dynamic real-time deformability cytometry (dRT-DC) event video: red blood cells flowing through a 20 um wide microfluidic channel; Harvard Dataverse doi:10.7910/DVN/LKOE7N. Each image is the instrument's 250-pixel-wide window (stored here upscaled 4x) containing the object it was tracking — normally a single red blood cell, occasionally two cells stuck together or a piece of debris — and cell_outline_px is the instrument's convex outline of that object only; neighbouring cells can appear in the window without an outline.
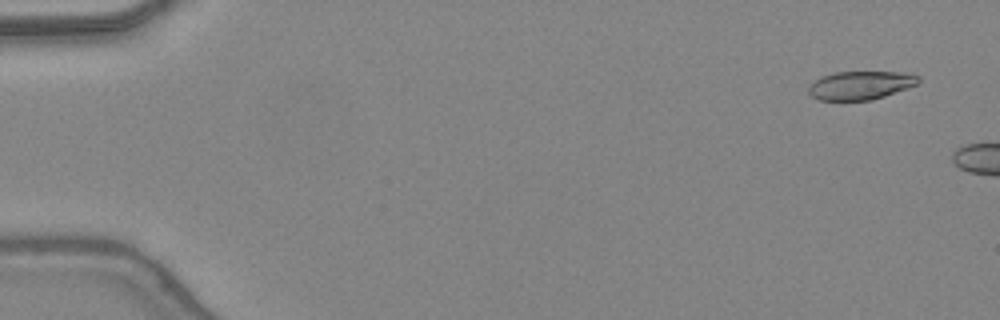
{"species": "common noctule bat (a hibernating species)", "species_latin": "Nyctalus noctula", "temperature_condition": "warm", "stored_images_in_passage": 6, "camera_frame_rate_fps": 3000, "um_per_image_px": 0.085, "animal": {"sex": "female", "body_mass_g": 24.6, "forearm_length_mm": 56.2}, "frame": {"image": 1, "passage_image": 3, "time_ms": 0.667, "image_size_px": [1000, 320], "cell_outline_px": [[920, 80], [916, 84], [908, 88], [872, 100], [820, 100], [812, 96], [808, 92], [808, 88], [820, 76], [832, 72], [900, 72], [920, 76]], "centroid_in_image_um": [73.14, 7.24], "position_along_channel_um": 11.9, "area_um2": 18.15}}